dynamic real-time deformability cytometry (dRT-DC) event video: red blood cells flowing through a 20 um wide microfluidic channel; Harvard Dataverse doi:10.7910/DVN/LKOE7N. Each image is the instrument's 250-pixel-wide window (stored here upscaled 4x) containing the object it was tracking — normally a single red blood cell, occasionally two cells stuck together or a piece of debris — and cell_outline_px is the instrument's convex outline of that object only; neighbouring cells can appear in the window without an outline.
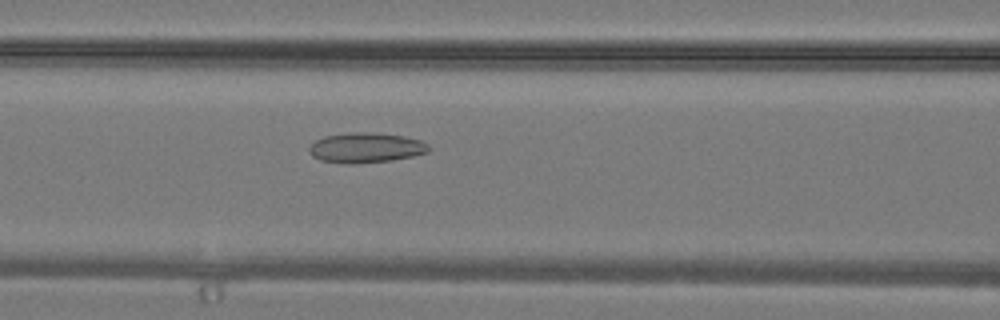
{"species": "common noctule bat (a hibernating species)", "species_latin": "Nyctalus noctula", "temperature_condition": "warm", "stored_images_in_passage": 29, "camera_frame_rate_fps": 3000, "um_per_image_px": 0.085, "animal": {"sex": "male", "body_mass_g": 19.2, "forearm_length_mm": 51.8}, "frame": {"image": 1, "passage_image": 9, "time_ms": 2.667, "image_size_px": [1000, 320], "cell_outline_px": [[432, 148], [428, 152], [412, 156], [392, 160], [356, 164], [348, 164], [320, 160], [312, 156], [308, 148], [316, 140], [324, 136], [352, 132], [372, 132], [404, 136], [420, 140], [428, 144]], "centroid_in_image_um": [31.11, 12.56], "position_along_channel_um": 135.5, "area_um2": 21.04}}
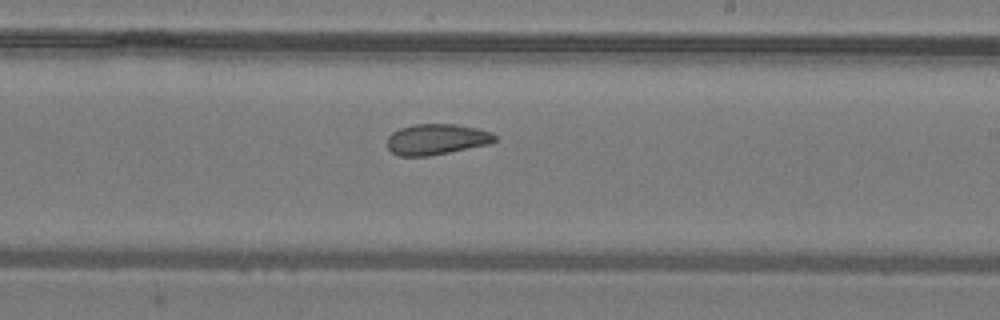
{"frame": {"image": 2, "passage_image": 15, "time_ms": 4.667, "image_size_px": [1000, 320], "cell_outline_px": [[496, 140], [488, 144], [428, 156], [400, 156], [392, 152], [388, 148], [388, 136], [392, 132], [400, 128], [412, 124], [456, 124], [476, 128], [492, 132], [496, 136]], "centroid_in_image_um": [37.09, 11.83], "position_along_channel_um": 251.9, "area_um2": 19.19}}
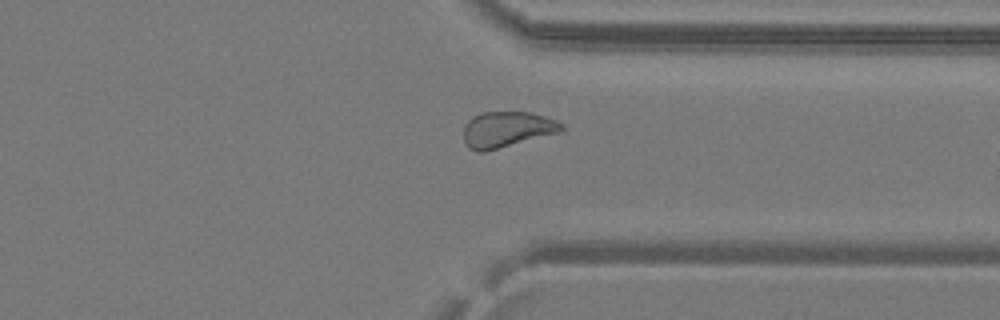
{"frame": {"image": 3, "passage_image": 21, "time_ms": 6.667, "image_size_px": [1000, 320], "cell_outline_px": [[564, 128], [560, 132], [484, 152], [476, 152], [468, 148], [464, 140], [464, 124], [472, 116], [480, 112], [528, 112], [544, 116], [556, 120], [564, 124]], "centroid_in_image_um": [43.06, 11.0], "position_along_channel_um": 368.3, "area_um2": 20.52}}